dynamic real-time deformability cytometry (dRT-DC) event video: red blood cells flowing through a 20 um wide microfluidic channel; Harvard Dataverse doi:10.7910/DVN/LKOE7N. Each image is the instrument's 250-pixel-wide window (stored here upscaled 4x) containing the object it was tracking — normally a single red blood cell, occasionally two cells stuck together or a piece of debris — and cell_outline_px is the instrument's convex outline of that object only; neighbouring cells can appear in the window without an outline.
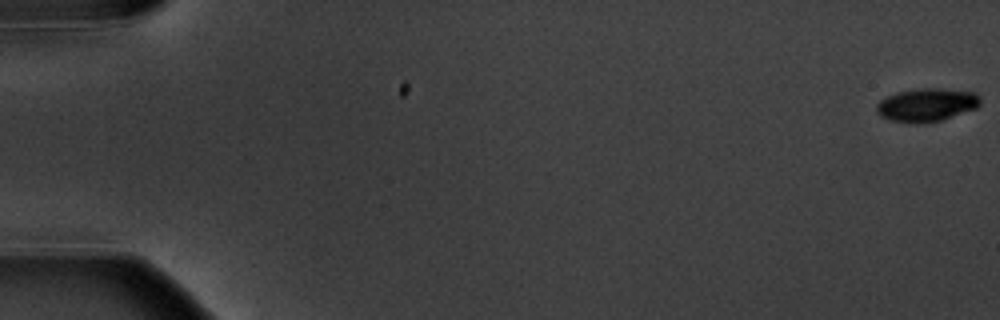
{"species": "common noctule bat (a hibernating species)", "species_latin": "Nyctalus noctula", "temperature_condition": "warm", "stored_images_in_passage": 6, "camera_frame_rate_fps": 3000, "um_per_image_px": 0.085, "animal": {"sex": "male", "body_mass_g": 20.1, "forearm_length_mm": 53.5}, "frame": {"image": 1, "passage_image": 1, "time_ms": 0.0, "image_size_px": [1000, 320], "cell_outline_px": [[980, 104], [976, 108], [940, 120], [920, 124], [888, 120], [880, 116], [876, 112], [876, 104], [880, 100], [888, 96], [900, 92], [924, 88], [936, 88], [976, 92], [980, 96]], "centroid_in_image_um": [78.75, 8.92], "position_along_channel_um": 6.2, "area_um2": 19.94}}
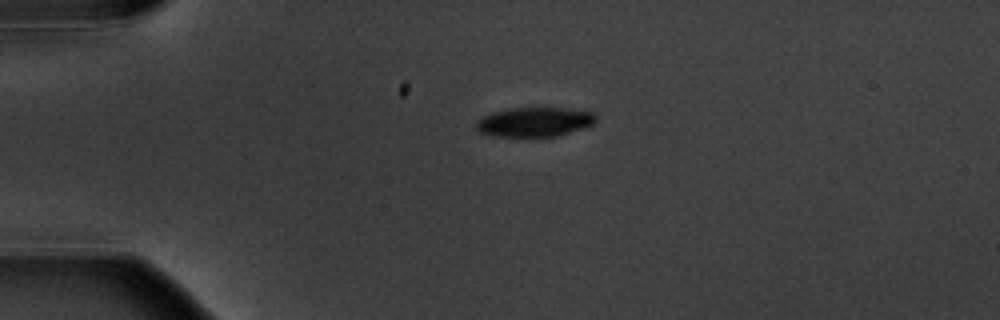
{"frame": {"image": 2, "passage_image": 5, "time_ms": 4.667, "image_size_px": [1000, 320], "cell_outline_px": [[596, 120], [592, 124], [584, 128], [556, 136], [524, 140], [492, 136], [480, 132], [476, 128], [476, 120], [492, 112], [508, 108], [564, 108], [592, 112], [596, 116]], "centroid_in_image_um": [45.37, 10.42], "position_along_channel_um": 39.6, "area_um2": 21.33}}